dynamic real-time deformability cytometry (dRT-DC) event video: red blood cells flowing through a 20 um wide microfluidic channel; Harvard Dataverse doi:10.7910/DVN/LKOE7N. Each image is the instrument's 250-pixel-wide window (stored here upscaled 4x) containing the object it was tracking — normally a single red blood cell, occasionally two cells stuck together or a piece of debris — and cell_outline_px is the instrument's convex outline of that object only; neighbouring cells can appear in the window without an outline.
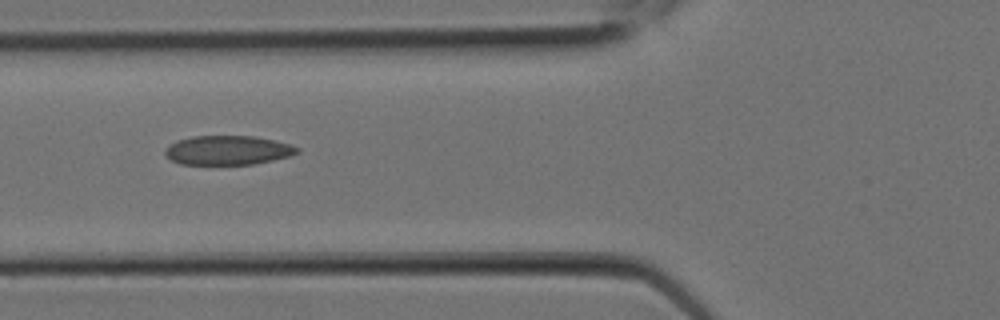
{"species": "Egyptian fruit bat (a non-hibernating species)", "species_latin": "Rousettus aegyptiacus", "temperature_condition": "room temperature", "stored_images_in_passage": 9, "camera_frame_rate_fps": 3000, "um_per_image_px": 0.085, "animal": {"sex": "female"}, "frame": {"image": 1, "passage_image": 8, "time_ms": 2.333, "image_size_px": [1000, 320], "cell_outline_px": [[300, 152], [288, 156], [272, 160], [252, 164], [180, 164], [164, 156], [164, 148], [168, 144], [176, 140], [192, 136], [256, 136], [276, 140], [300, 148]], "centroid_in_image_um": [19.31, 12.76], "position_along_channel_um": 106.5, "area_um2": 22.66}}
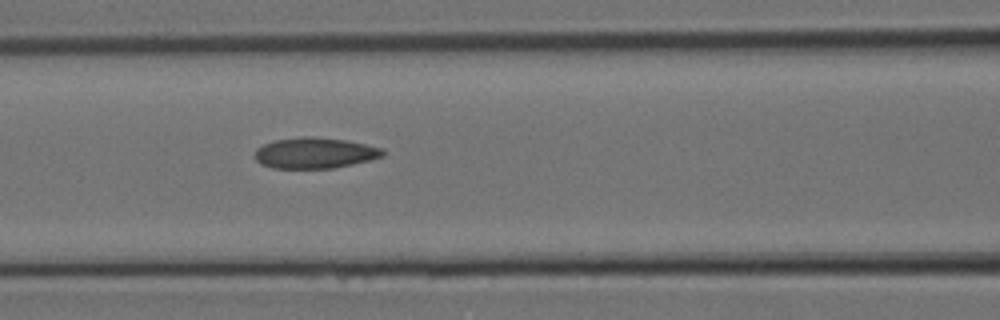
{"frame": {"image": 2, "passage_image": 9, "time_ms": 2.667, "image_size_px": [1000, 320], "cell_outline_px": [[384, 156], [352, 164], [332, 168], [272, 168], [260, 164], [256, 160], [256, 148], [264, 144], [276, 140], [304, 136], [312, 136], [344, 140], [384, 148]], "centroid_in_image_um": [26.75, 13.0], "position_along_channel_um": 139.9, "area_um2": 22.83}}